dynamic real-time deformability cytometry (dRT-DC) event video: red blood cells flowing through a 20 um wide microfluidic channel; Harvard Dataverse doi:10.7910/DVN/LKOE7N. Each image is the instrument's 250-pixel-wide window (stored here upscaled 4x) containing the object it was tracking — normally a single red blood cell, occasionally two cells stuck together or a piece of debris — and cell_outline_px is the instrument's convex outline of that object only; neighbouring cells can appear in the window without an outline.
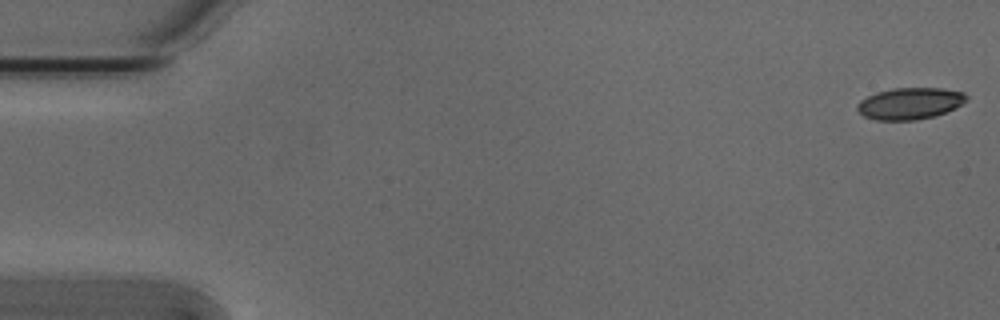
{"species": "Egyptian fruit bat (a non-hibernating species)", "species_latin": "Rousettus aegyptiacus", "temperature_condition": "cold", "stored_images_in_passage": 53, "camera_frame_rate_fps": 3000, "um_per_image_px": 0.085, "animal": {"sex": "male"}, "frame": {"image": 1, "passage_image": 1, "time_ms": 0.0, "image_size_px": [1000, 320], "cell_outline_px": [[968, 100], [956, 108], [936, 116], [916, 120], [876, 120], [864, 116], [856, 108], [856, 104], [860, 100], [876, 92], [892, 88], [944, 88], [964, 92], [968, 96]], "centroid_in_image_um": [77.37, 8.79], "position_along_channel_um": 7.6, "area_um2": 20.4}}
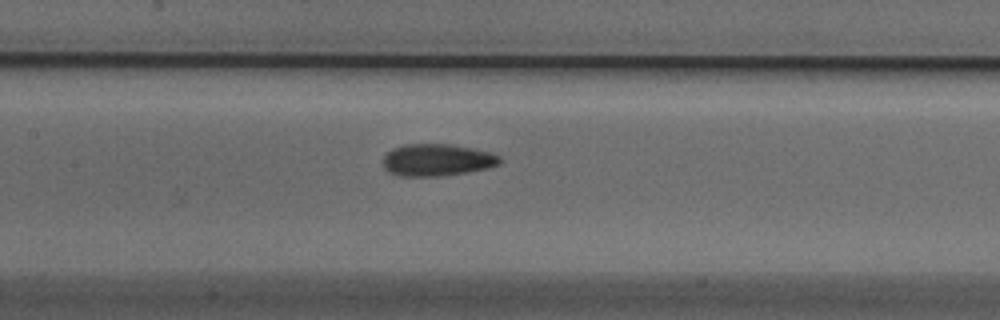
{"frame": {"image": 2, "passage_image": 25, "time_ms": 8.0, "image_size_px": [1000, 320], "cell_outline_px": [[500, 164], [488, 168], [468, 172], [440, 176], [396, 176], [388, 172], [384, 168], [384, 156], [392, 148], [404, 144], [448, 144], [472, 148], [492, 152], [500, 156]], "centroid_in_image_um": [37.14, 13.6], "position_along_channel_um": 170.3, "area_um2": 21.96}}
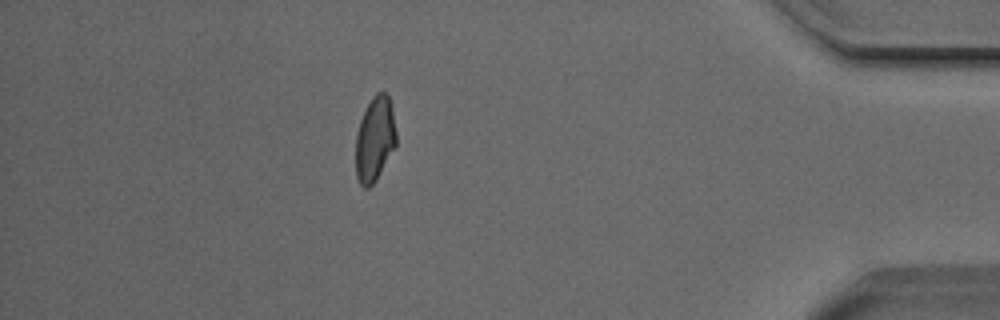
{"frame": {"image": 3, "passage_image": 47, "time_ms": 15.333, "image_size_px": [1000, 320], "cell_outline_px": [[396, 144], [376, 180], [368, 188], [364, 188], [360, 184], [356, 176], [356, 132], [360, 120], [372, 96], [376, 92], [384, 92], [388, 96], [392, 104], [396, 132]], "centroid_in_image_um": [31.86, 11.8], "position_along_channel_um": 403.3, "area_um2": 20.0}, "authors_computed_cell_mechanics": {"area_um2": 20.6924, "velocity_mm_per_s": 3.835, "shape_relaxation_time_tau1_ms": 4.1626, "shape_relaxation_time_tau2_ms": 2.6743, "deformation_change_tau1": 0.1136, "deformation_change_tau2": 0.0706}}